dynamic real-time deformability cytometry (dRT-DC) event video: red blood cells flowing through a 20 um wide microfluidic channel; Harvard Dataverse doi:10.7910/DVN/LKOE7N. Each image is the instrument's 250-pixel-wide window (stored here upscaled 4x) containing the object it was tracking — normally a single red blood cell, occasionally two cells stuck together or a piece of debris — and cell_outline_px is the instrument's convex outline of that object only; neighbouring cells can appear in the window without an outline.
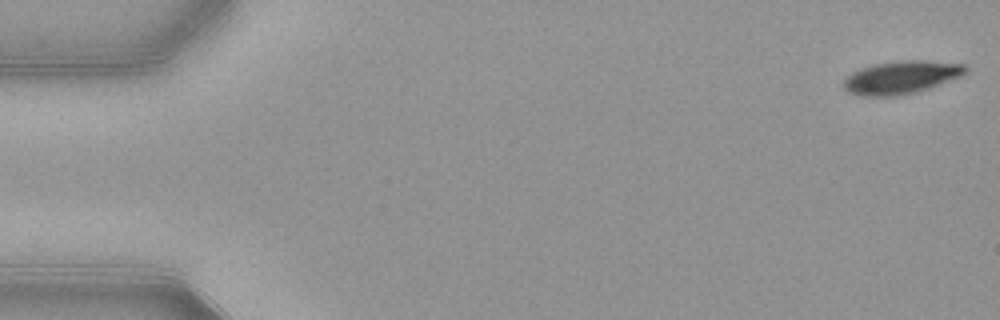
{"species": "common noctule bat (a hibernating species)", "species_latin": "Nyctalus noctula", "temperature_condition": "warm", "stored_images_in_passage": 53, "camera_frame_rate_fps": 3000, "um_per_image_px": 0.085, "animal": {"sex": "female", "body_mass_g": 21.9}, "frame": {"image": 1, "passage_image": 1, "time_ms": 0.0, "image_size_px": [1000, 320], "cell_outline_px": [[968, 72], [960, 76], [928, 88], [916, 92], [900, 96], [860, 96], [848, 92], [840, 84], [852, 72], [860, 68], [876, 64], [904, 60], [924, 60], [964, 64], [968, 68]], "centroid_in_image_um": [76.58, 6.58], "position_along_channel_um": 8.4, "area_um2": 23.41}}
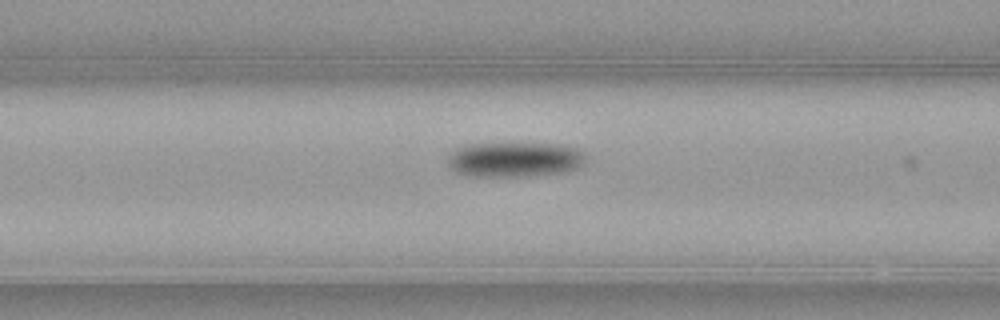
{"frame": {"image": 2, "passage_image": 21, "time_ms": 6.667, "image_size_px": [1000, 320], "cell_outline_px": [[584, 164], [576, 168], [564, 172], [524, 176], [472, 176], [456, 172], [448, 168], [448, 156], [456, 148], [464, 144], [560, 144], [576, 148], [584, 152]], "centroid_in_image_um": [43.71, 13.56], "position_along_channel_um": 122.9, "area_um2": 28.03}}
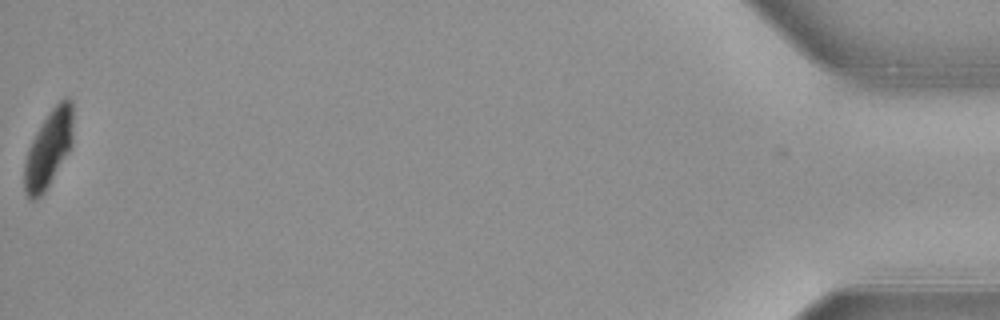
{"frame": {"image": 3, "passage_image": 53, "time_ms": 17.333, "image_size_px": [1000, 320], "cell_outline_px": [[72, 140], [68, 152], [44, 192], [36, 200], [28, 200], [24, 192], [24, 164], [28, 148], [36, 132], [52, 108], [64, 96], [68, 96], [72, 100]], "centroid_in_image_um": [4.1, 12.66], "position_along_channel_um": 431.1, "area_um2": 21.68}, "authors_computed_cell_mechanics": {"area_um2": 26.299, "velocity_mm_per_s": 3.8702, "shape_relaxation_time_tau1_ms": 2.5756, "shape_relaxation_time_tau2_ms": null, "deformation_change_tau1": 0.1322, "deformation_change_tau2": null}}